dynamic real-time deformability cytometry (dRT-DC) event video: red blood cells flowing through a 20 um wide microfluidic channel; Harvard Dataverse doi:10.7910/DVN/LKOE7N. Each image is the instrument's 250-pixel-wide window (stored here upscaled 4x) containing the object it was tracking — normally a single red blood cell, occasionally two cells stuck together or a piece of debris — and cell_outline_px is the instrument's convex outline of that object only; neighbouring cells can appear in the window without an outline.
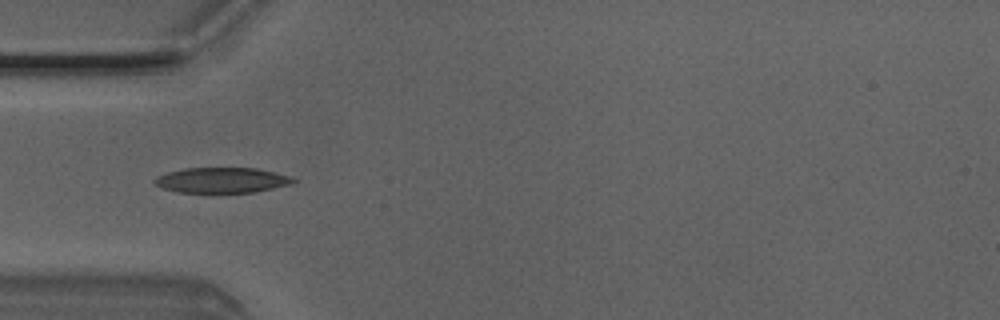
{"species": "Egyptian fruit bat (a non-hibernating species)", "species_latin": "Rousettus aegyptiacus", "temperature_condition": "room temperature", "stored_images_in_passage": 4, "camera_frame_rate_fps": 3000, "um_per_image_px": 0.085, "animal": {"sex": "male"}, "frame": {"image": 1, "passage_image": 1, "time_ms": 0.0, "image_size_px": [1000, 320], "cell_outline_px": [[300, 180], [292, 184], [252, 192], [176, 192], [160, 188], [152, 180], [156, 176], [168, 172], [184, 168], [256, 168], [292, 176]], "centroid_in_image_um": [18.86, 15.31], "position_along_channel_um": 66.1, "area_um2": 20.58}}